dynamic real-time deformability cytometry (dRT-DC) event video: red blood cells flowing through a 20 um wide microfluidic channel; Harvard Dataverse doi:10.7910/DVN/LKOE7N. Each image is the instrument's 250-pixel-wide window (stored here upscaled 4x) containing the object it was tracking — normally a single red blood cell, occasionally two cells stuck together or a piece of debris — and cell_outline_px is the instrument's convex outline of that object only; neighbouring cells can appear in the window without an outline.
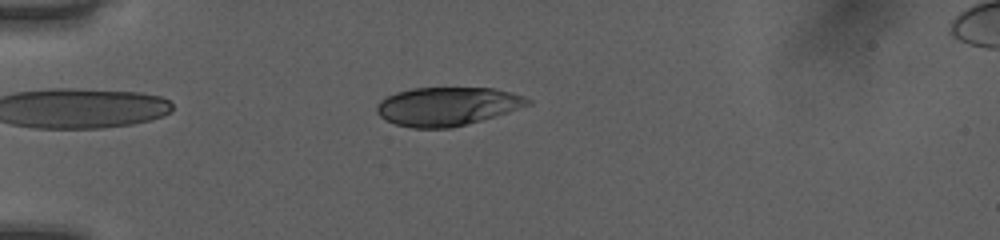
{"species": "human", "species_latin": "Homo sapiens", "temperature_condition": "room temperature", "stored_images_in_passage": 45, "camera_frame_rate_fps": 3000, "um_per_image_px": 0.085, "donor": {"sex": "female"}, "frame": {"image": 1, "passage_image": 8, "time_ms": 2.333, "image_size_px": [1000, 240], "cell_outline_px": [[532, 104], [508, 112], [452, 128], [412, 128], [396, 124], [380, 116], [376, 112], [376, 104], [380, 100], [396, 92], [412, 88], [492, 88], [512, 92], [524, 96], [532, 100]], "centroid_in_image_um": [38.02, 9.03], "position_along_channel_um": 47.0, "area_um2": 33.87}}
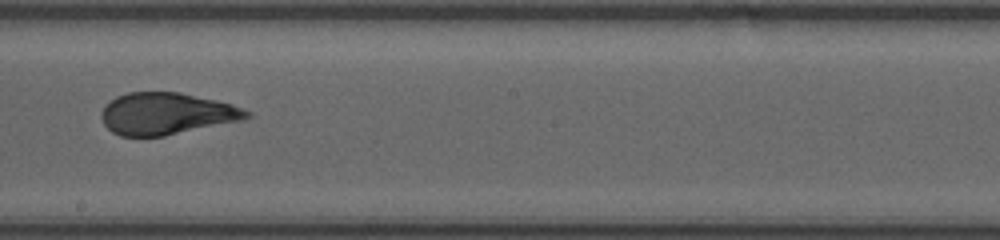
{"frame": {"image": 2, "passage_image": 24, "time_ms": 7.667, "image_size_px": [1000, 240], "cell_outline_px": [[252, 116], [244, 120], [164, 136], [120, 136], [112, 132], [104, 124], [100, 116], [100, 112], [104, 104], [116, 96], [128, 92], [180, 92], [216, 100], [232, 104], [252, 112]], "centroid_in_image_um": [14.15, 9.66], "position_along_channel_um": 234.1, "area_um2": 35.78}}
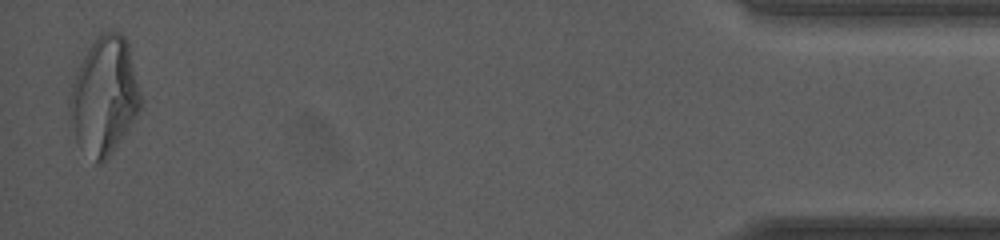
{"frame": {"image": 3, "passage_image": 44, "time_ms": 14.333, "image_size_px": [1000, 240], "cell_outline_px": [[140, 108], [108, 156], [100, 164], [96, 164], [76, 140], [68, 104], [68, 96], [76, 72], [88, 48], [104, 32], [120, 32], [124, 36], [128, 44], [140, 96]], "centroid_in_image_um": [8.82, 8.14], "position_along_channel_um": 426.4, "area_um2": 46.93}, "authors_computed_cell_mechanics": {"area_um2": 35.9516, "velocity_mm_per_s": 4.0414, "shape_relaxation_time_tau1_ms": 8.9714, "shape_relaxation_time_tau2_ms": null, "deformation_change_tau1": 0.2731, "deformation_change_tau2": null}}